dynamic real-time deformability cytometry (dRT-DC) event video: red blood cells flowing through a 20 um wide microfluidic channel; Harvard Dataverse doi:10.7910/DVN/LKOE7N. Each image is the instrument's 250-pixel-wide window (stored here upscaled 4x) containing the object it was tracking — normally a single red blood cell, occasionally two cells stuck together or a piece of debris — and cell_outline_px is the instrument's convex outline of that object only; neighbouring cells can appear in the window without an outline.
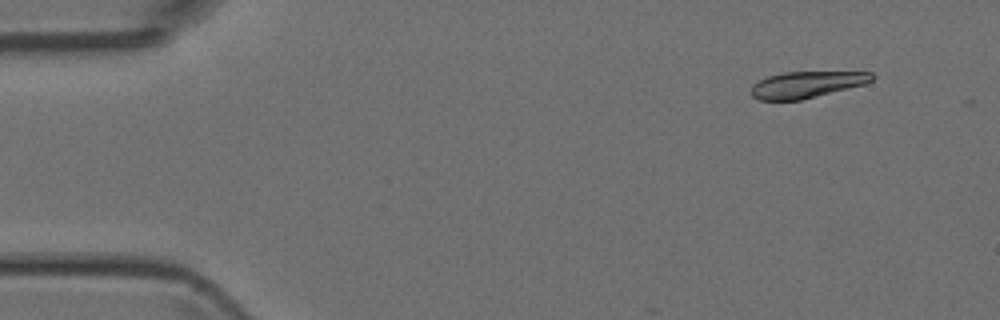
{"species": "Egyptian fruit bat (a non-hibernating species)", "species_latin": "Rousettus aegyptiacus", "temperature_condition": "room temperature", "stored_images_in_passage": 3, "camera_frame_rate_fps": 3000, "um_per_image_px": 0.085, "animal": {"sex": "female"}, "frame": {"image": 1, "passage_image": 1, "time_ms": 0.0, "image_size_px": [1000, 320], "cell_outline_px": [[876, 76], [872, 80], [864, 84], [800, 100], [760, 100], [752, 96], [752, 84], [768, 76], [784, 72], [872, 72]], "centroid_in_image_um": [68.56, 7.18], "position_along_channel_um": 16.4, "area_um2": 18.38}}